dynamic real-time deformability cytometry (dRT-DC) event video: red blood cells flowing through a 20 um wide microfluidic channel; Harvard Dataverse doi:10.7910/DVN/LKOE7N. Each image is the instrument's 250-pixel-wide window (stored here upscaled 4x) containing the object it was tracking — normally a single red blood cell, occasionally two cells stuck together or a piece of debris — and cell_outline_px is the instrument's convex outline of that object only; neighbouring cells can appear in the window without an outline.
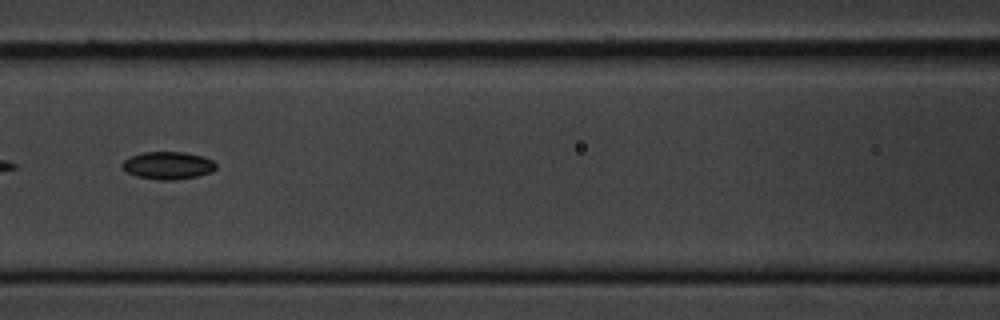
{"species": "common noctule bat (a hibernating species)", "species_latin": "Nyctalus noctula", "temperature_condition": "cold", "stored_images_in_passage": 17, "camera_frame_rate_fps": 3000, "um_per_image_px": 0.085, "animal": {"sex": "male", "body_mass_g": 20.1, "forearm_length_mm": 53.5}, "frame": {"image": 1, "passage_image": 8, "time_ms": 2.333, "image_size_px": [1000, 320], "cell_outline_px": [[216, 168], [212, 172], [200, 176], [172, 180], [160, 180], [136, 176], [128, 172], [120, 164], [124, 160], [132, 156], [144, 152], [184, 152], [204, 156], [212, 160], [216, 164]], "centroid_in_image_um": [14.32, 14.06], "position_along_channel_um": 152.3, "area_um2": 15.09}}